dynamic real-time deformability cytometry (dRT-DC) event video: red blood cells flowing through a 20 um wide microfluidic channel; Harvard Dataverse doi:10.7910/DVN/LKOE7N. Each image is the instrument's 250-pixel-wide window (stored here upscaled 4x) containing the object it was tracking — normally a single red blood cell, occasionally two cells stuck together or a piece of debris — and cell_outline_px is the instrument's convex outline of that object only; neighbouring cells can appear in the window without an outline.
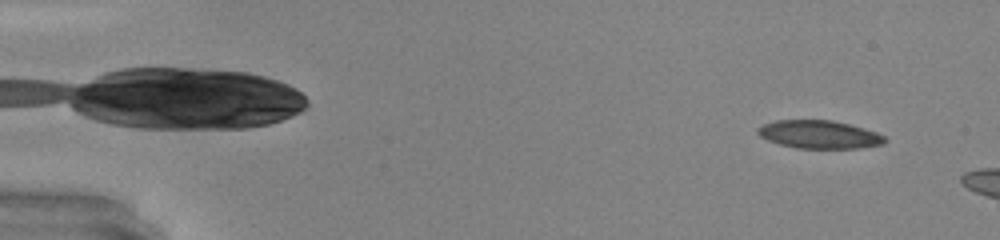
{"species": "common noctule bat (a hibernating species)", "species_latin": "Nyctalus noctula", "temperature_condition": "warm", "stored_images_in_passage": 46, "camera_frame_rate_fps": 3000, "um_per_image_px": 0.085, "animal": {"sex": "male", "body_mass_g": 20.0, "forearm_length_mm": 53.3}, "frame": {"image": 1, "passage_image": 3, "time_ms": 0.667, "image_size_px": [1000, 240], "cell_outline_px": [[888, 140], [884, 144], [856, 148], [796, 148], [780, 144], [768, 140], [760, 136], [756, 132], [756, 128], [764, 124], [776, 120], [832, 120], [864, 128], [876, 132], [884, 136]], "centroid_in_image_um": [69.63, 11.43], "position_along_channel_um": 15.4, "area_um2": 20.75}}
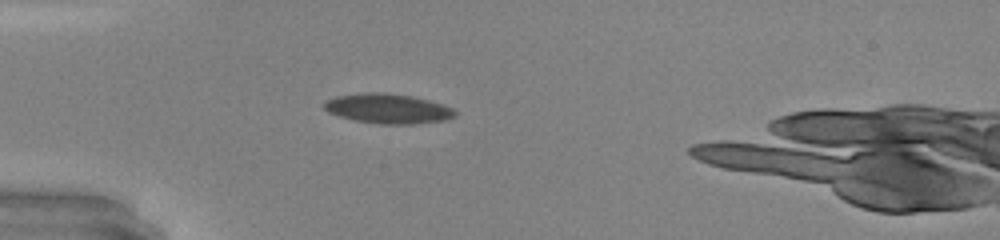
{"frame": {"image": 2, "passage_image": 14, "time_ms": 4.333, "image_size_px": [1000, 240], "cell_outline_px": [[456, 116], [444, 120], [412, 124], [380, 124], [356, 120], [340, 116], [328, 112], [324, 108], [324, 104], [328, 100], [336, 96], [364, 92], [384, 92], [412, 96], [444, 104], [452, 108], [456, 112]], "centroid_in_image_um": [32.99, 9.22], "position_along_channel_um": 52.0, "area_um2": 22.6}}
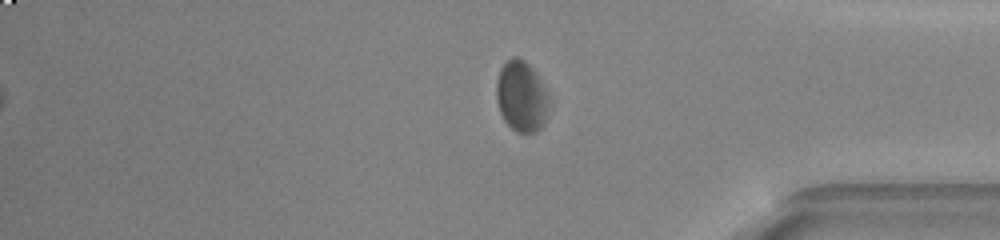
{"frame": {"image": 3, "passage_image": 40, "time_ms": 13.0, "image_size_px": [1000, 240], "cell_outline_px": [[548, 108], [544, 124], [536, 132], [516, 132], [504, 120], [500, 112], [496, 100], [496, 80], [500, 68], [512, 56], [516, 56], [524, 60], [532, 68], [548, 92]], "centroid_in_image_um": [44.31, 8.19], "position_along_channel_um": 390.9, "area_um2": 21.73}, "authors_computed_cell_mechanics": {"area_um2": 22.3686, "velocity_mm_per_s": 4.2733, "shape_relaxation_time_tau1_ms": 10.1699, "shape_relaxation_time_tau2_ms": 1.6306, "deformation_change_tau1": 0.2098, "deformation_change_tau2": 0.0753}}